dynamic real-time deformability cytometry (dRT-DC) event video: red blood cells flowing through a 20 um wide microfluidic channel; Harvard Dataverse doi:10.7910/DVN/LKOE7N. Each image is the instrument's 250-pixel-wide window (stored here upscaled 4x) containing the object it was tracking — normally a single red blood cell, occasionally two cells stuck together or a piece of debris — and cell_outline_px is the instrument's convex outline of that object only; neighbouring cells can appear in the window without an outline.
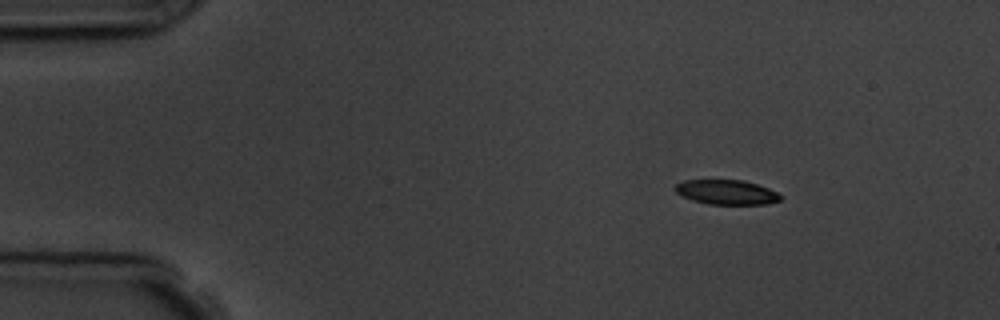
{"species": "common noctule bat (a hibernating species)", "species_latin": "Nyctalus noctula", "temperature_condition": "room temperature", "stored_images_in_passage": 4, "camera_frame_rate_fps": 3000, "um_per_image_px": 0.085, "animal": {"sex": "male", "body_mass_g": 19.5, "forearm_length_mm": 54.6}, "frame": {"image": 1, "passage_image": 2, "time_ms": 1.333, "image_size_px": [1000, 320], "cell_outline_px": [[784, 196], [780, 200], [768, 204], [708, 204], [692, 200], [676, 192], [676, 184], [684, 180], [744, 180], [768, 188]], "centroid_in_image_um": [61.79, 16.34], "position_along_channel_um": 23.2, "area_um2": 15.03}}
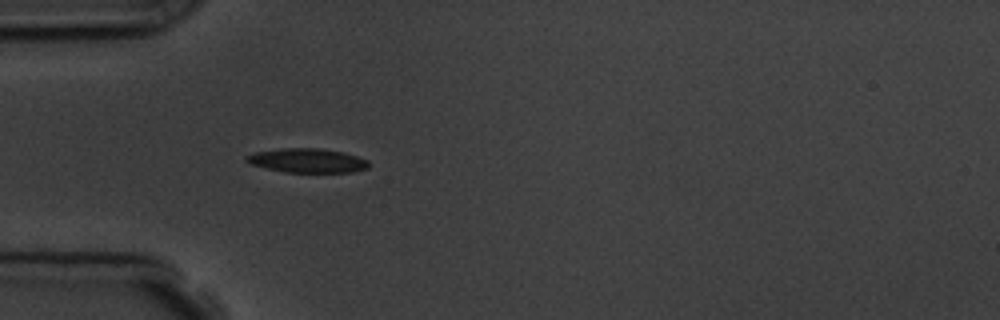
{"frame": {"image": 2, "passage_image": 4, "time_ms": 4.333, "image_size_px": [1000, 320], "cell_outline_px": [[368, 168], [352, 172], [284, 172], [252, 164], [244, 160], [244, 156], [256, 152], [280, 148], [320, 148], [344, 152], [368, 160]], "centroid_in_image_um": [26.12, 13.64], "position_along_channel_um": 58.9, "area_um2": 17.17}}